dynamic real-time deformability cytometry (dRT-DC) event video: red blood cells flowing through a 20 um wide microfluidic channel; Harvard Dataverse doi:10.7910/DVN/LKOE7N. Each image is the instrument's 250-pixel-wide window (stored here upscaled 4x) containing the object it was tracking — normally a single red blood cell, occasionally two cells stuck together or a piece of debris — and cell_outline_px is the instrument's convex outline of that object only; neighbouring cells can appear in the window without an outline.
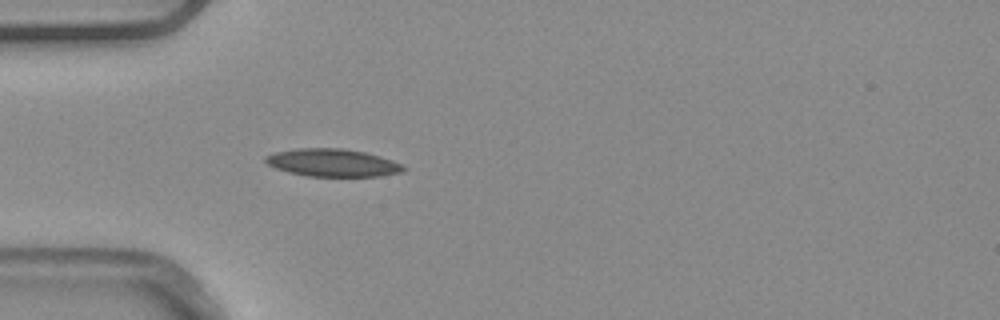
{"species": "common noctule bat (a hibernating species)", "species_latin": "Nyctalus noctula", "temperature_condition": "warm", "stored_images_in_passage": 4, "camera_frame_rate_fps": 3000, "um_per_image_px": 0.085, "animal": {"sex": "male", "body_mass_g": 20.4}, "frame": {"image": 1, "passage_image": 4, "time_ms": 1.0, "image_size_px": [1000, 320], "cell_outline_px": [[408, 168], [400, 172], [380, 176], [308, 176], [288, 172], [276, 168], [268, 164], [264, 160], [264, 156], [276, 152], [296, 148], [344, 148], [364, 152], [380, 156], [404, 164]], "centroid_in_image_um": [28.29, 13.83], "position_along_channel_um": 56.7, "area_um2": 22.31}}